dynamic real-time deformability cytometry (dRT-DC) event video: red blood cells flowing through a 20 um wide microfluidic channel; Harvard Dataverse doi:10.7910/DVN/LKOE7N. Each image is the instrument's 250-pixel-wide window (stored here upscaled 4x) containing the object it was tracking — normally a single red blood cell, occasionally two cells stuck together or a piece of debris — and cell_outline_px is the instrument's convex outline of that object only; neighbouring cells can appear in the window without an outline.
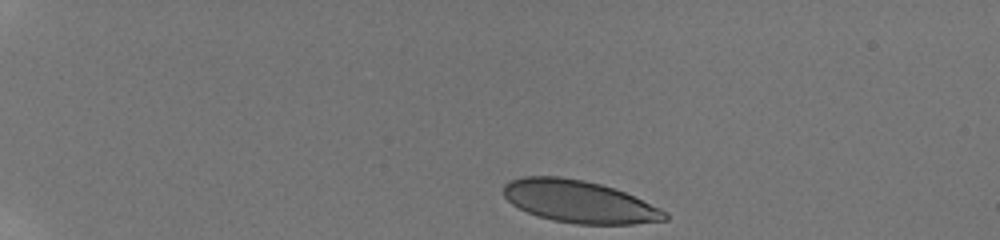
{"species": "human", "species_latin": "Homo sapiens", "temperature_condition": "room temperature", "stored_images_in_passage": 40, "camera_frame_rate_fps": 3000, "um_per_image_px": 0.085, "donor": {"sex": "male"}, "frame": {"image": 1, "passage_image": 1, "time_ms": 0.0, "image_size_px": [1000, 240], "cell_outline_px": [[668, 220], [632, 224], [576, 224], [552, 220], [536, 216], [512, 204], [504, 196], [504, 184], [512, 180], [524, 176], [560, 176], [584, 180], [600, 184], [624, 192], [660, 208], [668, 212]], "centroid_in_image_um": [49.23, 17.14], "position_along_channel_um": 35.8, "area_um2": 39.65}}
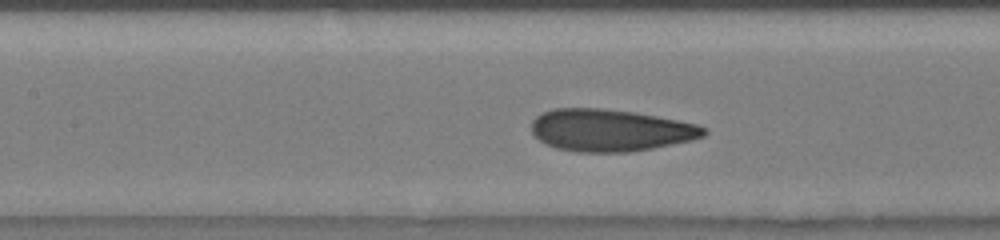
{"frame": {"image": 2, "passage_image": 18, "time_ms": 5.667, "image_size_px": [1000, 240], "cell_outline_px": [[708, 132], [704, 136], [692, 140], [652, 148], [628, 152], [576, 152], [556, 148], [544, 144], [532, 132], [532, 120], [536, 116], [552, 108], [600, 108], [632, 112], [656, 116], [696, 124], [708, 128]], "centroid_in_image_um": [51.86, 11.07], "position_along_channel_um": 155.5, "area_um2": 42.25}}
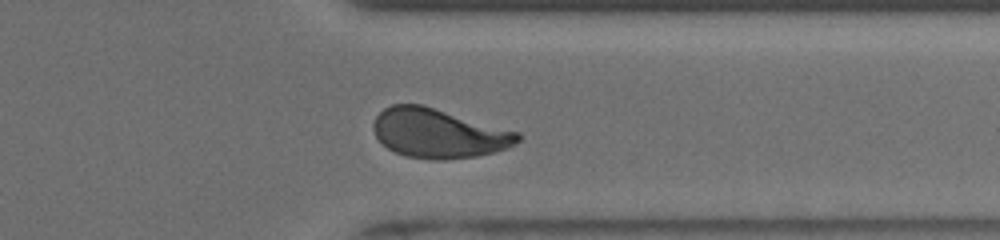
{"frame": {"image": 3, "passage_image": 35, "time_ms": 11.333, "image_size_px": [1000, 240], "cell_outline_px": [[520, 140], [508, 148], [496, 152], [476, 156], [436, 160], [432, 160], [404, 156], [388, 148], [376, 136], [372, 128], [372, 124], [376, 116], [384, 108], [392, 104], [420, 104], [520, 132]], "centroid_in_image_um": [37.27, 11.33], "position_along_channel_um": 374.1, "area_um2": 41.33}, "authors_computed_cell_mechanics": {"area_um2": 41.7605, "velocity_mm_per_s": 3.8553, "shape_relaxation_time_tau1_ms": 4.3102, "shape_relaxation_time_tau2_ms": 0.6616, "deformation_change_tau1": 0.1717, "deformation_change_tau2": 0.0803}}